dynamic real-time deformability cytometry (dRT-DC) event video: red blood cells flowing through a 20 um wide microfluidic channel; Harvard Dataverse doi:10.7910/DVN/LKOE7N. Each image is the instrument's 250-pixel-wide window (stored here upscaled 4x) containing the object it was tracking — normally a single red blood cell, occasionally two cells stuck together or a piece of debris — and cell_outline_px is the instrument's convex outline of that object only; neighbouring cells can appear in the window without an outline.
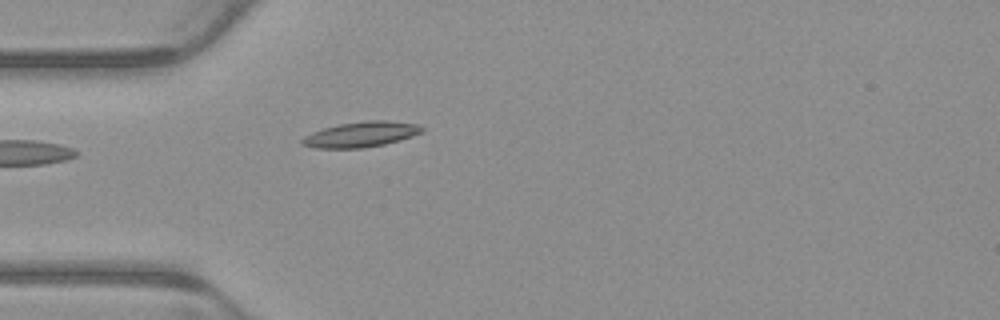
{"species": "common noctule bat (a hibernating species)", "species_latin": "Nyctalus noctula", "temperature_condition": "warm", "stored_images_in_passage": 4, "camera_frame_rate_fps": 3000, "um_per_image_px": 0.085, "animal": {"sex": "male", "body_mass_g": 23.1, "forearm_length_mm": 52.7}, "frame": {"image": 1, "passage_image": 4, "time_ms": 1.0, "image_size_px": [1000, 320], "cell_outline_px": [[424, 132], [400, 140], [384, 144], [360, 148], [316, 148], [300, 144], [300, 140], [304, 136], [312, 132], [324, 128], [340, 124], [364, 120], [388, 120], [416, 124], [424, 128]], "centroid_in_image_um": [30.68, 11.42], "position_along_channel_um": 54.3, "area_um2": 17.74}}